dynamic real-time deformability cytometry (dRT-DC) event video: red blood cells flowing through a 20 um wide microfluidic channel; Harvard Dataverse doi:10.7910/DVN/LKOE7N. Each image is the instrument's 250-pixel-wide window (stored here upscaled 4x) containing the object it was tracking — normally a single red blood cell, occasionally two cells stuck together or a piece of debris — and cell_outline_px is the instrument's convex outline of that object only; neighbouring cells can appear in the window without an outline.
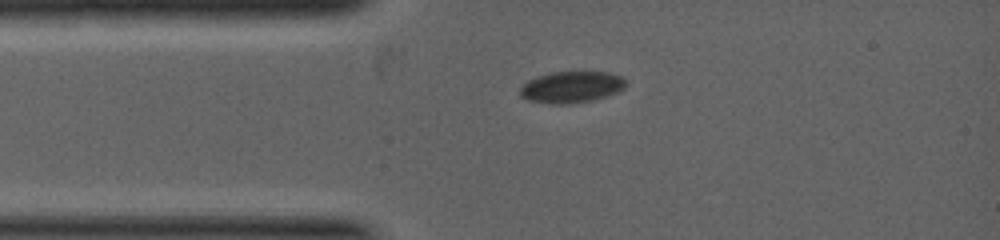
{"species": "common noctule bat (a hibernating species)", "species_latin": "Nyctalus noctula", "temperature_condition": "warm", "stored_images_in_passage": 24, "camera_frame_rate_fps": 5000, "um_per_image_px": 0.085, "animal": {"sex": "female", "body_mass_g": 19.0, "forearm_length_mm": 53.3}, "frame": {"image": 1, "passage_image": 1, "time_ms": 0.0, "image_size_px": [1000, 240], "cell_outline_px": [[628, 84], [624, 88], [608, 96], [592, 100], [568, 104], [552, 104], [528, 100], [520, 96], [520, 88], [528, 80], [536, 76], [552, 72], [608, 72], [620, 76]], "centroid_in_image_um": [48.56, 7.4], "position_along_channel_um": 36.4, "area_um2": 19.42}}
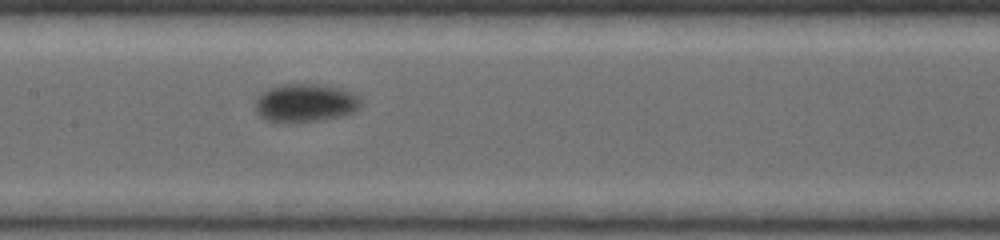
{"frame": {"image": 2, "passage_image": 9, "time_ms": 2.2, "image_size_px": [1000, 240], "cell_outline_px": [[360, 104], [352, 112], [344, 116], [320, 120], [264, 120], [256, 112], [256, 100], [260, 92], [268, 88], [280, 84], [320, 84], [340, 88], [352, 92], [360, 100]], "centroid_in_image_um": [25.93, 8.71], "position_along_channel_um": 181.5, "area_um2": 23.06}}
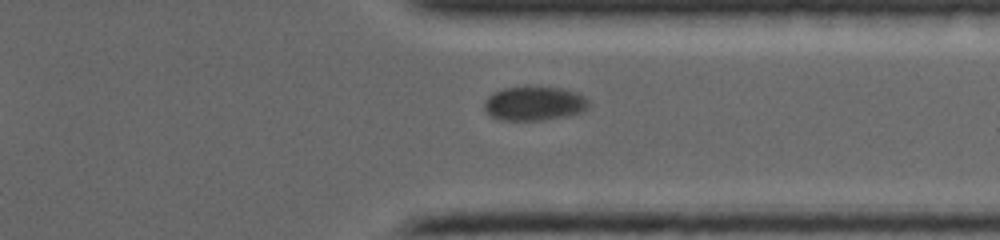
{"frame": {"image": 3, "passage_image": 20, "time_ms": 4.8, "image_size_px": [1000, 240], "cell_outline_px": [[592, 104], [580, 112], [568, 116], [544, 120], [500, 120], [492, 116], [484, 108], [484, 100], [488, 96], [504, 88], [560, 88], [576, 92], [584, 96]], "centroid_in_image_um": [45.44, 8.82], "position_along_channel_um": 366.0, "area_um2": 20.46}}